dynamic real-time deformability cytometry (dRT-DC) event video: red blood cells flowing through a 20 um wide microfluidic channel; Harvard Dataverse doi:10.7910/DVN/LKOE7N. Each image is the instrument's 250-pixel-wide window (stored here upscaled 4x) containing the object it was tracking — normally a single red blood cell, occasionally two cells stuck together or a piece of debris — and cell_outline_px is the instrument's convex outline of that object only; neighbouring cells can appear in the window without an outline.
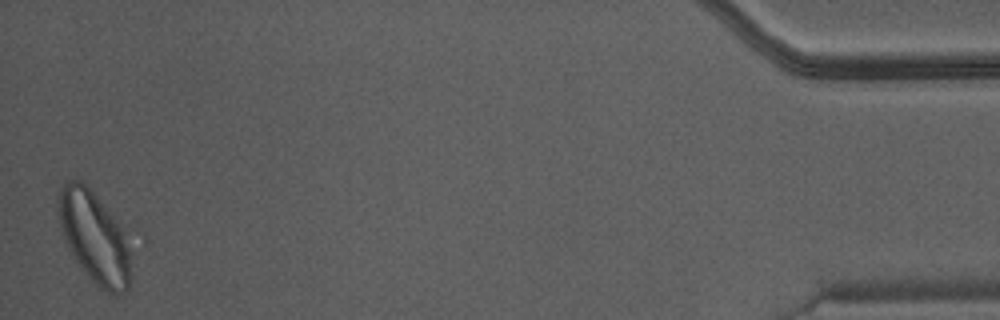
{"species": "Egyptian fruit bat (a non-hibernating species)", "species_latin": "Rousettus aegyptiacus", "temperature_condition": "warm", "stored_images_in_passage": 40, "camera_frame_rate_fps": 3000, "um_per_image_px": 0.085, "animal": {"sex": "male"}, "frame": {"image": 1, "passage_image": 40, "time_ms": 13.0, "image_size_px": [1000, 320], "cell_outline_px": [[128, 288], [124, 292], [116, 296], [112, 296], [100, 288], [84, 272], [76, 260], [64, 240], [60, 228], [56, 204], [56, 200], [60, 188], [68, 180], [80, 180], [96, 196], [112, 216], [120, 228], [128, 244]], "centroid_in_image_um": [7.94, 20.17], "position_along_channel_um": 427.3, "area_um2": 37.8}}